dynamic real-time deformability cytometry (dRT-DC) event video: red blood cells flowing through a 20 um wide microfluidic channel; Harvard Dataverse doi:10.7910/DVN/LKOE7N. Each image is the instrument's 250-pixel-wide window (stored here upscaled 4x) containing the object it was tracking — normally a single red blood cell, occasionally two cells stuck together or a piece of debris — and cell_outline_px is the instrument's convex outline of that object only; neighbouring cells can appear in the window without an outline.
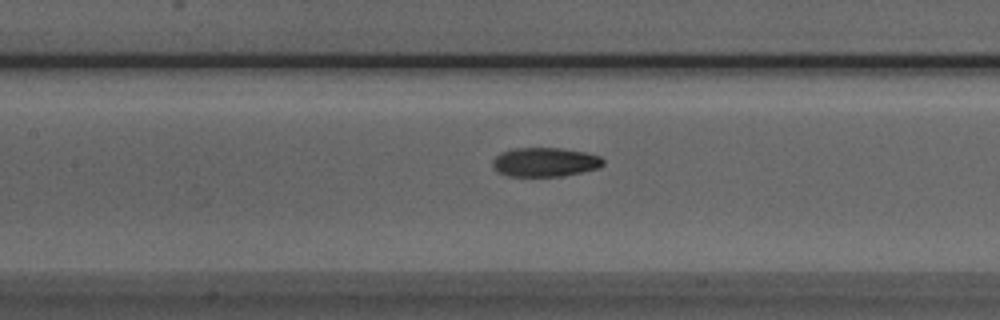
{"species": "Egyptian fruit bat (a non-hibernating species)", "species_latin": "Rousettus aegyptiacus", "temperature_condition": "room temperature", "stored_images_in_passage": 50, "camera_frame_rate_fps": 3000, "um_per_image_px": 0.085, "animal": {"sex": "male"}, "frame": {"image": 1, "passage_image": 22, "time_ms": 7.0, "image_size_px": [1000, 320], "cell_outline_px": [[604, 164], [600, 168], [560, 176], [508, 176], [500, 172], [492, 164], [492, 160], [500, 152], [512, 148], [560, 148], [584, 152], [600, 156], [604, 160]], "centroid_in_image_um": [46.33, 13.77], "position_along_channel_um": 161.1, "area_um2": 18.67}}
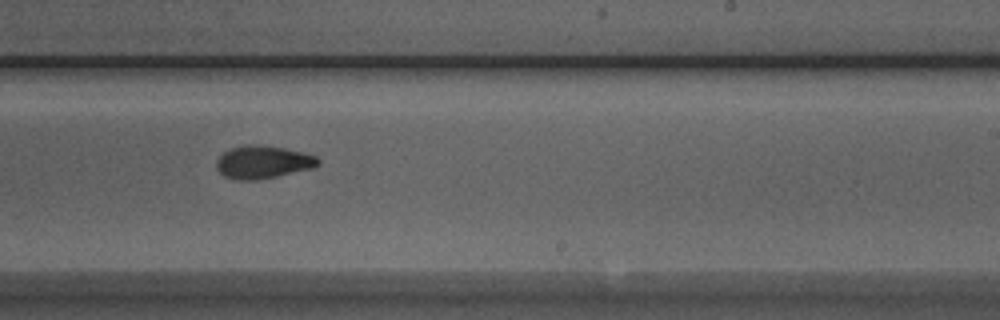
{"frame": {"image": 2, "passage_image": 30, "time_ms": 9.667, "image_size_px": [1000, 320], "cell_outline_px": [[320, 164], [312, 168], [276, 176], [256, 180], [240, 180], [224, 176], [216, 168], [216, 160], [224, 152], [232, 148], [248, 144], [256, 144], [284, 148], [304, 152], [316, 156], [320, 160]], "centroid_in_image_um": [22.36, 13.77], "position_along_channel_um": 266.6, "area_um2": 19.36}}
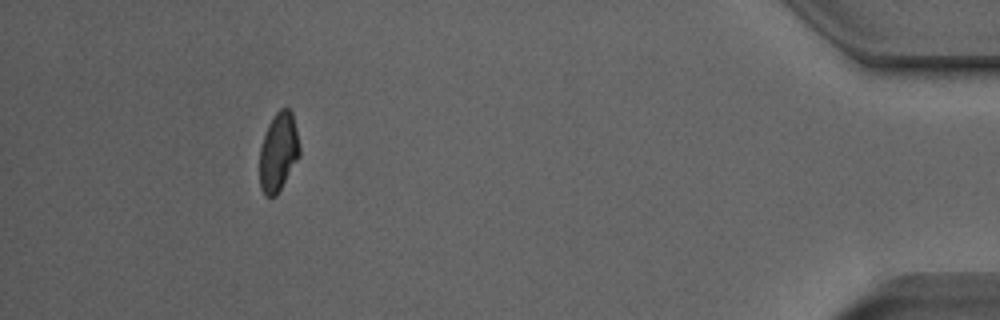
{"frame": {"image": 3, "passage_image": 46, "time_ms": 15.0, "image_size_px": [1000, 320], "cell_outline_px": [[300, 156], [276, 196], [264, 196], [260, 188], [260, 148], [268, 124], [276, 112], [280, 108], [288, 108], [292, 112], [300, 148]], "centroid_in_image_um": [23.66, 12.93], "position_along_channel_um": 411.5, "area_um2": 18.26}, "authors_computed_cell_mechanics": {"area_um2": 18.785, "velocity_mm_per_s": 3.9733, "shape_relaxation_time_tau1_ms": 3.2249, "shape_relaxation_time_tau2_ms": 2.9259, "deformation_change_tau1": 0.1526, "deformation_change_tau2": 0.0781}}